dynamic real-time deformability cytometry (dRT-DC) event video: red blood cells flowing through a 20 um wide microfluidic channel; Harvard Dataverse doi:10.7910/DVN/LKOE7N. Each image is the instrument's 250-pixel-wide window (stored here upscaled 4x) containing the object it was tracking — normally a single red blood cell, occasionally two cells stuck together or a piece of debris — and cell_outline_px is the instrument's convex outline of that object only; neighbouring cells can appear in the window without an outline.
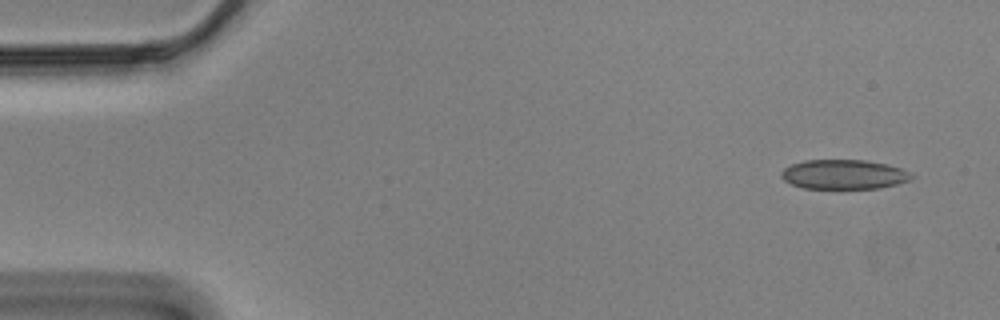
{"species": "Egyptian fruit bat (a non-hibernating species)", "species_latin": "Rousettus aegyptiacus", "temperature_condition": "cold", "stored_images_in_passage": 54, "camera_frame_rate_fps": 3000, "um_per_image_px": 0.085, "animal": {"sex": "male"}, "frame": {"image": 1, "passage_image": 1, "time_ms": 0.0, "image_size_px": [1000, 320], "cell_outline_px": [[916, 176], [912, 180], [880, 188], [804, 188], [792, 184], [784, 180], [780, 176], [780, 172], [784, 168], [792, 164], [804, 160], [864, 160], [888, 164], [912, 172]], "centroid_in_image_um": [71.77, 14.82], "position_along_channel_um": 13.2, "area_um2": 22.54}}
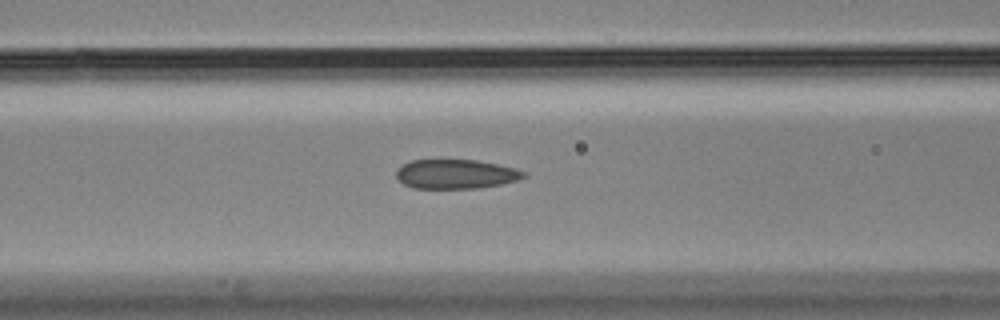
{"frame": {"image": 2, "passage_image": 20, "time_ms": 6.333, "image_size_px": [1000, 320], "cell_outline_px": [[528, 176], [516, 180], [500, 184], [480, 188], [412, 188], [404, 184], [396, 176], [396, 168], [412, 160], [476, 160], [516, 168], [528, 172]], "centroid_in_image_um": [38.76, 14.79], "position_along_channel_um": 127.8, "area_um2": 21.79}}
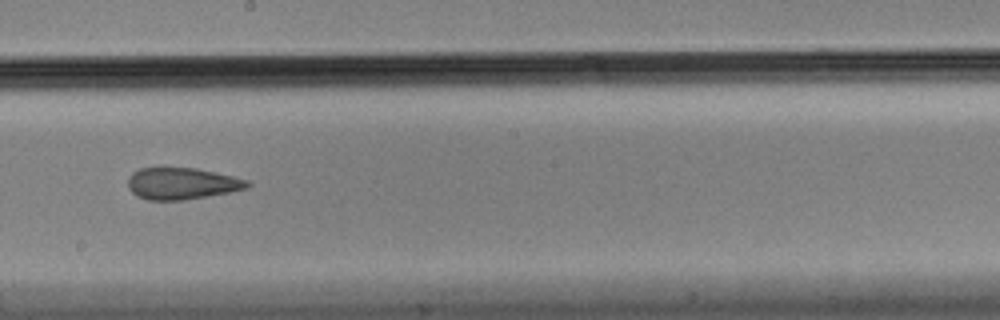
{"frame": {"image": 3, "passage_image": 29, "time_ms": 9.333, "image_size_px": [1000, 320], "cell_outline_px": [[252, 184], [248, 188], [228, 192], [184, 200], [148, 200], [136, 196], [128, 188], [128, 176], [132, 172], [140, 168], [196, 168], [216, 172], [248, 180]], "centroid_in_image_um": [15.44, 15.6], "position_along_channel_um": 232.8, "area_um2": 22.08}, "authors_computed_cell_mechanics": {"area_um2": 23.1778, "velocity_mm_per_s": 3.4941, "shape_relaxation_time_tau1_ms": null, "shape_relaxation_time_tau2_ms": 2.4719, "deformation_change_tau1": null, "deformation_change_tau2": 0.0811}}